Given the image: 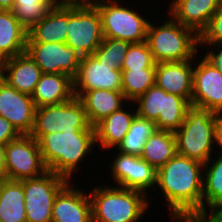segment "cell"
Wrapping results in <instances>:
<instances>
[{
	"label": "cell",
	"instance_id": "obj_1",
	"mask_svg": "<svg viewBox=\"0 0 222 222\" xmlns=\"http://www.w3.org/2000/svg\"><path fill=\"white\" fill-rule=\"evenodd\" d=\"M201 169L203 163L178 153L157 169L156 184L162 189L174 218L208 217L203 203Z\"/></svg>",
	"mask_w": 222,
	"mask_h": 222
},
{
	"label": "cell",
	"instance_id": "obj_2",
	"mask_svg": "<svg viewBox=\"0 0 222 222\" xmlns=\"http://www.w3.org/2000/svg\"><path fill=\"white\" fill-rule=\"evenodd\" d=\"M96 142L95 131H66L44 135L40 152L48 171L69 179L76 166Z\"/></svg>",
	"mask_w": 222,
	"mask_h": 222
},
{
	"label": "cell",
	"instance_id": "obj_3",
	"mask_svg": "<svg viewBox=\"0 0 222 222\" xmlns=\"http://www.w3.org/2000/svg\"><path fill=\"white\" fill-rule=\"evenodd\" d=\"M218 114L190 106L184 122L175 132L177 153L203 164L210 161Z\"/></svg>",
	"mask_w": 222,
	"mask_h": 222
},
{
	"label": "cell",
	"instance_id": "obj_4",
	"mask_svg": "<svg viewBox=\"0 0 222 222\" xmlns=\"http://www.w3.org/2000/svg\"><path fill=\"white\" fill-rule=\"evenodd\" d=\"M144 194L121 187L94 189L89 195L92 222H136L149 204Z\"/></svg>",
	"mask_w": 222,
	"mask_h": 222
},
{
	"label": "cell",
	"instance_id": "obj_5",
	"mask_svg": "<svg viewBox=\"0 0 222 222\" xmlns=\"http://www.w3.org/2000/svg\"><path fill=\"white\" fill-rule=\"evenodd\" d=\"M146 42L156 63L193 60L199 35L172 18L160 27L149 23Z\"/></svg>",
	"mask_w": 222,
	"mask_h": 222
},
{
	"label": "cell",
	"instance_id": "obj_6",
	"mask_svg": "<svg viewBox=\"0 0 222 222\" xmlns=\"http://www.w3.org/2000/svg\"><path fill=\"white\" fill-rule=\"evenodd\" d=\"M136 113L142 118L153 120L157 130L176 132L185 120L191 104L183 97L166 93L156 84L138 97Z\"/></svg>",
	"mask_w": 222,
	"mask_h": 222
},
{
	"label": "cell",
	"instance_id": "obj_7",
	"mask_svg": "<svg viewBox=\"0 0 222 222\" xmlns=\"http://www.w3.org/2000/svg\"><path fill=\"white\" fill-rule=\"evenodd\" d=\"M66 131H95L83 103L73 97L64 103L37 107L31 136L39 141L44 135Z\"/></svg>",
	"mask_w": 222,
	"mask_h": 222
},
{
	"label": "cell",
	"instance_id": "obj_8",
	"mask_svg": "<svg viewBox=\"0 0 222 222\" xmlns=\"http://www.w3.org/2000/svg\"><path fill=\"white\" fill-rule=\"evenodd\" d=\"M68 179L51 171L37 178L23 179L26 222H52V208Z\"/></svg>",
	"mask_w": 222,
	"mask_h": 222
},
{
	"label": "cell",
	"instance_id": "obj_9",
	"mask_svg": "<svg viewBox=\"0 0 222 222\" xmlns=\"http://www.w3.org/2000/svg\"><path fill=\"white\" fill-rule=\"evenodd\" d=\"M66 44L78 55H91L104 39L101 18L96 8L75 7L68 2Z\"/></svg>",
	"mask_w": 222,
	"mask_h": 222
},
{
	"label": "cell",
	"instance_id": "obj_10",
	"mask_svg": "<svg viewBox=\"0 0 222 222\" xmlns=\"http://www.w3.org/2000/svg\"><path fill=\"white\" fill-rule=\"evenodd\" d=\"M101 18L104 37L142 43L146 41L149 23L138 13L119 5L106 3L96 8Z\"/></svg>",
	"mask_w": 222,
	"mask_h": 222
},
{
	"label": "cell",
	"instance_id": "obj_11",
	"mask_svg": "<svg viewBox=\"0 0 222 222\" xmlns=\"http://www.w3.org/2000/svg\"><path fill=\"white\" fill-rule=\"evenodd\" d=\"M6 177L8 180L37 178L47 172L39 143L31 135H20L5 145Z\"/></svg>",
	"mask_w": 222,
	"mask_h": 222
},
{
	"label": "cell",
	"instance_id": "obj_12",
	"mask_svg": "<svg viewBox=\"0 0 222 222\" xmlns=\"http://www.w3.org/2000/svg\"><path fill=\"white\" fill-rule=\"evenodd\" d=\"M96 89L122 91V71L114 64L100 63L93 54L86 55L81 57L78 73L73 78L74 97Z\"/></svg>",
	"mask_w": 222,
	"mask_h": 222
},
{
	"label": "cell",
	"instance_id": "obj_13",
	"mask_svg": "<svg viewBox=\"0 0 222 222\" xmlns=\"http://www.w3.org/2000/svg\"><path fill=\"white\" fill-rule=\"evenodd\" d=\"M25 52L42 73L67 74L71 78L78 73L81 56L66 43H26Z\"/></svg>",
	"mask_w": 222,
	"mask_h": 222
},
{
	"label": "cell",
	"instance_id": "obj_14",
	"mask_svg": "<svg viewBox=\"0 0 222 222\" xmlns=\"http://www.w3.org/2000/svg\"><path fill=\"white\" fill-rule=\"evenodd\" d=\"M191 105L222 114V72L205 57L193 70Z\"/></svg>",
	"mask_w": 222,
	"mask_h": 222
},
{
	"label": "cell",
	"instance_id": "obj_15",
	"mask_svg": "<svg viewBox=\"0 0 222 222\" xmlns=\"http://www.w3.org/2000/svg\"><path fill=\"white\" fill-rule=\"evenodd\" d=\"M35 109L31 95L17 91L0 78V116L8 120L20 135L31 134Z\"/></svg>",
	"mask_w": 222,
	"mask_h": 222
},
{
	"label": "cell",
	"instance_id": "obj_16",
	"mask_svg": "<svg viewBox=\"0 0 222 222\" xmlns=\"http://www.w3.org/2000/svg\"><path fill=\"white\" fill-rule=\"evenodd\" d=\"M116 157L111 171L118 186L143 193L155 186L157 170L141 157L122 153Z\"/></svg>",
	"mask_w": 222,
	"mask_h": 222
},
{
	"label": "cell",
	"instance_id": "obj_17",
	"mask_svg": "<svg viewBox=\"0 0 222 222\" xmlns=\"http://www.w3.org/2000/svg\"><path fill=\"white\" fill-rule=\"evenodd\" d=\"M191 60L156 63L155 84L166 93L192 101L193 68Z\"/></svg>",
	"mask_w": 222,
	"mask_h": 222
},
{
	"label": "cell",
	"instance_id": "obj_18",
	"mask_svg": "<svg viewBox=\"0 0 222 222\" xmlns=\"http://www.w3.org/2000/svg\"><path fill=\"white\" fill-rule=\"evenodd\" d=\"M52 222H92L90 197L67 183L54 200Z\"/></svg>",
	"mask_w": 222,
	"mask_h": 222
},
{
	"label": "cell",
	"instance_id": "obj_19",
	"mask_svg": "<svg viewBox=\"0 0 222 222\" xmlns=\"http://www.w3.org/2000/svg\"><path fill=\"white\" fill-rule=\"evenodd\" d=\"M221 5L222 0H174L169 11L171 18L200 35Z\"/></svg>",
	"mask_w": 222,
	"mask_h": 222
},
{
	"label": "cell",
	"instance_id": "obj_20",
	"mask_svg": "<svg viewBox=\"0 0 222 222\" xmlns=\"http://www.w3.org/2000/svg\"><path fill=\"white\" fill-rule=\"evenodd\" d=\"M68 26V2L58 1L37 24L27 32V43H65Z\"/></svg>",
	"mask_w": 222,
	"mask_h": 222
},
{
	"label": "cell",
	"instance_id": "obj_21",
	"mask_svg": "<svg viewBox=\"0 0 222 222\" xmlns=\"http://www.w3.org/2000/svg\"><path fill=\"white\" fill-rule=\"evenodd\" d=\"M31 97L36 108L69 101L74 97L73 78L67 74L43 73Z\"/></svg>",
	"mask_w": 222,
	"mask_h": 222
},
{
	"label": "cell",
	"instance_id": "obj_22",
	"mask_svg": "<svg viewBox=\"0 0 222 222\" xmlns=\"http://www.w3.org/2000/svg\"><path fill=\"white\" fill-rule=\"evenodd\" d=\"M42 74L40 67L24 52L6 59L3 79L17 91L32 96Z\"/></svg>",
	"mask_w": 222,
	"mask_h": 222
},
{
	"label": "cell",
	"instance_id": "obj_23",
	"mask_svg": "<svg viewBox=\"0 0 222 222\" xmlns=\"http://www.w3.org/2000/svg\"><path fill=\"white\" fill-rule=\"evenodd\" d=\"M89 123L95 127L100 121L122 108V100H126L122 91L96 89L84 92L80 97Z\"/></svg>",
	"mask_w": 222,
	"mask_h": 222
},
{
	"label": "cell",
	"instance_id": "obj_24",
	"mask_svg": "<svg viewBox=\"0 0 222 222\" xmlns=\"http://www.w3.org/2000/svg\"><path fill=\"white\" fill-rule=\"evenodd\" d=\"M28 30L12 10H0V54L12 58L25 52Z\"/></svg>",
	"mask_w": 222,
	"mask_h": 222
},
{
	"label": "cell",
	"instance_id": "obj_25",
	"mask_svg": "<svg viewBox=\"0 0 222 222\" xmlns=\"http://www.w3.org/2000/svg\"><path fill=\"white\" fill-rule=\"evenodd\" d=\"M0 222H26L22 180L0 179Z\"/></svg>",
	"mask_w": 222,
	"mask_h": 222
},
{
	"label": "cell",
	"instance_id": "obj_26",
	"mask_svg": "<svg viewBox=\"0 0 222 222\" xmlns=\"http://www.w3.org/2000/svg\"><path fill=\"white\" fill-rule=\"evenodd\" d=\"M134 113L131 114L121 108L100 121L94 127L96 142L101 143V146L105 149L118 146L129 131L131 123L137 115L136 112Z\"/></svg>",
	"mask_w": 222,
	"mask_h": 222
},
{
	"label": "cell",
	"instance_id": "obj_27",
	"mask_svg": "<svg viewBox=\"0 0 222 222\" xmlns=\"http://www.w3.org/2000/svg\"><path fill=\"white\" fill-rule=\"evenodd\" d=\"M176 154L175 133L156 130L145 143L140 157L157 170Z\"/></svg>",
	"mask_w": 222,
	"mask_h": 222
},
{
	"label": "cell",
	"instance_id": "obj_28",
	"mask_svg": "<svg viewBox=\"0 0 222 222\" xmlns=\"http://www.w3.org/2000/svg\"><path fill=\"white\" fill-rule=\"evenodd\" d=\"M156 130L157 127L153 120L136 115L129 131L118 145L120 153L140 157L145 143Z\"/></svg>",
	"mask_w": 222,
	"mask_h": 222
},
{
	"label": "cell",
	"instance_id": "obj_29",
	"mask_svg": "<svg viewBox=\"0 0 222 222\" xmlns=\"http://www.w3.org/2000/svg\"><path fill=\"white\" fill-rule=\"evenodd\" d=\"M156 68L121 69L122 92L126 100L135 101L155 84Z\"/></svg>",
	"mask_w": 222,
	"mask_h": 222
},
{
	"label": "cell",
	"instance_id": "obj_30",
	"mask_svg": "<svg viewBox=\"0 0 222 222\" xmlns=\"http://www.w3.org/2000/svg\"><path fill=\"white\" fill-rule=\"evenodd\" d=\"M57 2V0H14L12 12L29 30L45 17Z\"/></svg>",
	"mask_w": 222,
	"mask_h": 222
},
{
	"label": "cell",
	"instance_id": "obj_31",
	"mask_svg": "<svg viewBox=\"0 0 222 222\" xmlns=\"http://www.w3.org/2000/svg\"><path fill=\"white\" fill-rule=\"evenodd\" d=\"M216 159L210 168L209 161L204 164L208 170L203 179V202L211 208V213L222 204V154Z\"/></svg>",
	"mask_w": 222,
	"mask_h": 222
},
{
	"label": "cell",
	"instance_id": "obj_32",
	"mask_svg": "<svg viewBox=\"0 0 222 222\" xmlns=\"http://www.w3.org/2000/svg\"><path fill=\"white\" fill-rule=\"evenodd\" d=\"M131 44L128 41L104 37L93 55L100 63L114 64L118 69H121Z\"/></svg>",
	"mask_w": 222,
	"mask_h": 222
},
{
	"label": "cell",
	"instance_id": "obj_33",
	"mask_svg": "<svg viewBox=\"0 0 222 222\" xmlns=\"http://www.w3.org/2000/svg\"><path fill=\"white\" fill-rule=\"evenodd\" d=\"M156 68V62L147 42L132 43L125 55L121 69Z\"/></svg>",
	"mask_w": 222,
	"mask_h": 222
},
{
	"label": "cell",
	"instance_id": "obj_34",
	"mask_svg": "<svg viewBox=\"0 0 222 222\" xmlns=\"http://www.w3.org/2000/svg\"><path fill=\"white\" fill-rule=\"evenodd\" d=\"M222 45V5L210 18L207 27L199 35V45Z\"/></svg>",
	"mask_w": 222,
	"mask_h": 222
},
{
	"label": "cell",
	"instance_id": "obj_35",
	"mask_svg": "<svg viewBox=\"0 0 222 222\" xmlns=\"http://www.w3.org/2000/svg\"><path fill=\"white\" fill-rule=\"evenodd\" d=\"M20 134L5 118L0 116V145H6L8 142L17 139Z\"/></svg>",
	"mask_w": 222,
	"mask_h": 222
},
{
	"label": "cell",
	"instance_id": "obj_36",
	"mask_svg": "<svg viewBox=\"0 0 222 222\" xmlns=\"http://www.w3.org/2000/svg\"><path fill=\"white\" fill-rule=\"evenodd\" d=\"M94 1H92V0H69L68 2L75 7H81V8H97L101 5H104L109 2L110 3L116 2L115 0H109V2H108V0H101V1H95V2Z\"/></svg>",
	"mask_w": 222,
	"mask_h": 222
},
{
	"label": "cell",
	"instance_id": "obj_37",
	"mask_svg": "<svg viewBox=\"0 0 222 222\" xmlns=\"http://www.w3.org/2000/svg\"><path fill=\"white\" fill-rule=\"evenodd\" d=\"M204 57L222 72V48L217 54L213 51H209Z\"/></svg>",
	"mask_w": 222,
	"mask_h": 222
},
{
	"label": "cell",
	"instance_id": "obj_38",
	"mask_svg": "<svg viewBox=\"0 0 222 222\" xmlns=\"http://www.w3.org/2000/svg\"><path fill=\"white\" fill-rule=\"evenodd\" d=\"M6 177L5 145H0V179Z\"/></svg>",
	"mask_w": 222,
	"mask_h": 222
},
{
	"label": "cell",
	"instance_id": "obj_39",
	"mask_svg": "<svg viewBox=\"0 0 222 222\" xmlns=\"http://www.w3.org/2000/svg\"><path fill=\"white\" fill-rule=\"evenodd\" d=\"M215 142L222 148V114H218Z\"/></svg>",
	"mask_w": 222,
	"mask_h": 222
},
{
	"label": "cell",
	"instance_id": "obj_40",
	"mask_svg": "<svg viewBox=\"0 0 222 222\" xmlns=\"http://www.w3.org/2000/svg\"><path fill=\"white\" fill-rule=\"evenodd\" d=\"M207 218L211 222H222V204L219 205Z\"/></svg>",
	"mask_w": 222,
	"mask_h": 222
},
{
	"label": "cell",
	"instance_id": "obj_41",
	"mask_svg": "<svg viewBox=\"0 0 222 222\" xmlns=\"http://www.w3.org/2000/svg\"><path fill=\"white\" fill-rule=\"evenodd\" d=\"M178 221H184V222H211L208 218H202V217H176L173 218Z\"/></svg>",
	"mask_w": 222,
	"mask_h": 222
},
{
	"label": "cell",
	"instance_id": "obj_42",
	"mask_svg": "<svg viewBox=\"0 0 222 222\" xmlns=\"http://www.w3.org/2000/svg\"><path fill=\"white\" fill-rule=\"evenodd\" d=\"M14 0H0V10H12Z\"/></svg>",
	"mask_w": 222,
	"mask_h": 222
},
{
	"label": "cell",
	"instance_id": "obj_43",
	"mask_svg": "<svg viewBox=\"0 0 222 222\" xmlns=\"http://www.w3.org/2000/svg\"><path fill=\"white\" fill-rule=\"evenodd\" d=\"M5 62H6V58H4V57L0 54V78H3V75H4Z\"/></svg>",
	"mask_w": 222,
	"mask_h": 222
}]
</instances>
